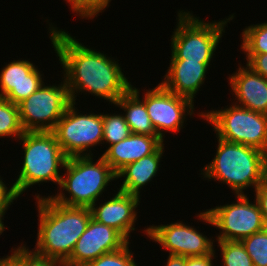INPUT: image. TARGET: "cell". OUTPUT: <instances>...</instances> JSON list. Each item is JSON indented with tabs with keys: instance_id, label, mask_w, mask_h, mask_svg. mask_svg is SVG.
I'll list each match as a JSON object with an SVG mask.
<instances>
[{
	"instance_id": "obj_24",
	"label": "cell",
	"mask_w": 267,
	"mask_h": 266,
	"mask_svg": "<svg viewBox=\"0 0 267 266\" xmlns=\"http://www.w3.org/2000/svg\"><path fill=\"white\" fill-rule=\"evenodd\" d=\"M220 248L222 266H254L241 241L215 240Z\"/></svg>"
},
{
	"instance_id": "obj_36",
	"label": "cell",
	"mask_w": 267,
	"mask_h": 266,
	"mask_svg": "<svg viewBox=\"0 0 267 266\" xmlns=\"http://www.w3.org/2000/svg\"><path fill=\"white\" fill-rule=\"evenodd\" d=\"M66 1V3H69L68 6H71L69 8H71L72 12H75V0H64Z\"/></svg>"
},
{
	"instance_id": "obj_34",
	"label": "cell",
	"mask_w": 267,
	"mask_h": 266,
	"mask_svg": "<svg viewBox=\"0 0 267 266\" xmlns=\"http://www.w3.org/2000/svg\"><path fill=\"white\" fill-rule=\"evenodd\" d=\"M0 266H20L18 260L11 254L0 258Z\"/></svg>"
},
{
	"instance_id": "obj_12",
	"label": "cell",
	"mask_w": 267,
	"mask_h": 266,
	"mask_svg": "<svg viewBox=\"0 0 267 266\" xmlns=\"http://www.w3.org/2000/svg\"><path fill=\"white\" fill-rule=\"evenodd\" d=\"M144 234L170 255L183 257L204 256L214 252V239L208 238L194 226L183 221L170 224H152L143 229Z\"/></svg>"
},
{
	"instance_id": "obj_4",
	"label": "cell",
	"mask_w": 267,
	"mask_h": 266,
	"mask_svg": "<svg viewBox=\"0 0 267 266\" xmlns=\"http://www.w3.org/2000/svg\"><path fill=\"white\" fill-rule=\"evenodd\" d=\"M98 158L95 162L93 155L67 158L63 167V172L66 171L58 188L59 193L48 197L69 207L90 208L99 201V197L107 191L109 183L117 180V175L102 156Z\"/></svg>"
},
{
	"instance_id": "obj_1",
	"label": "cell",
	"mask_w": 267,
	"mask_h": 266,
	"mask_svg": "<svg viewBox=\"0 0 267 266\" xmlns=\"http://www.w3.org/2000/svg\"><path fill=\"white\" fill-rule=\"evenodd\" d=\"M58 29L49 23V38L63 68L61 74L71 102L77 103V95L84 92L114 105L132 86L119 60L85 46L66 30Z\"/></svg>"
},
{
	"instance_id": "obj_20",
	"label": "cell",
	"mask_w": 267,
	"mask_h": 266,
	"mask_svg": "<svg viewBox=\"0 0 267 266\" xmlns=\"http://www.w3.org/2000/svg\"><path fill=\"white\" fill-rule=\"evenodd\" d=\"M139 94L140 89L132 85L114 105L124 110L123 116L129 125L131 133L158 136L151 123L146 105Z\"/></svg>"
},
{
	"instance_id": "obj_14",
	"label": "cell",
	"mask_w": 267,
	"mask_h": 266,
	"mask_svg": "<svg viewBox=\"0 0 267 266\" xmlns=\"http://www.w3.org/2000/svg\"><path fill=\"white\" fill-rule=\"evenodd\" d=\"M29 60H13L0 72V97L13 104L28 98L44 83V74Z\"/></svg>"
},
{
	"instance_id": "obj_15",
	"label": "cell",
	"mask_w": 267,
	"mask_h": 266,
	"mask_svg": "<svg viewBox=\"0 0 267 266\" xmlns=\"http://www.w3.org/2000/svg\"><path fill=\"white\" fill-rule=\"evenodd\" d=\"M114 194L110 200H104L99 206L97 202L94 203L90 207L91 216L95 221L115 228L130 241L131 232L136 229V209L140 206L141 198L119 190Z\"/></svg>"
},
{
	"instance_id": "obj_26",
	"label": "cell",
	"mask_w": 267,
	"mask_h": 266,
	"mask_svg": "<svg viewBox=\"0 0 267 266\" xmlns=\"http://www.w3.org/2000/svg\"><path fill=\"white\" fill-rule=\"evenodd\" d=\"M13 250V251H12ZM11 254L18 260L20 266H65L64 262L47 258L29 249L22 243L11 249Z\"/></svg>"
},
{
	"instance_id": "obj_7",
	"label": "cell",
	"mask_w": 267,
	"mask_h": 266,
	"mask_svg": "<svg viewBox=\"0 0 267 266\" xmlns=\"http://www.w3.org/2000/svg\"><path fill=\"white\" fill-rule=\"evenodd\" d=\"M231 104L224 109L197 114L211 124L216 138L254 147L267 154V114Z\"/></svg>"
},
{
	"instance_id": "obj_22",
	"label": "cell",
	"mask_w": 267,
	"mask_h": 266,
	"mask_svg": "<svg viewBox=\"0 0 267 266\" xmlns=\"http://www.w3.org/2000/svg\"><path fill=\"white\" fill-rule=\"evenodd\" d=\"M241 39L240 48L244 54H267V22L247 26Z\"/></svg>"
},
{
	"instance_id": "obj_35",
	"label": "cell",
	"mask_w": 267,
	"mask_h": 266,
	"mask_svg": "<svg viewBox=\"0 0 267 266\" xmlns=\"http://www.w3.org/2000/svg\"><path fill=\"white\" fill-rule=\"evenodd\" d=\"M8 209H0V235H2V233L5 231V229H7L4 225V215H6L5 213H7Z\"/></svg>"
},
{
	"instance_id": "obj_32",
	"label": "cell",
	"mask_w": 267,
	"mask_h": 266,
	"mask_svg": "<svg viewBox=\"0 0 267 266\" xmlns=\"http://www.w3.org/2000/svg\"><path fill=\"white\" fill-rule=\"evenodd\" d=\"M216 249L211 254L204 256L185 257V266H215L213 259H216Z\"/></svg>"
},
{
	"instance_id": "obj_31",
	"label": "cell",
	"mask_w": 267,
	"mask_h": 266,
	"mask_svg": "<svg viewBox=\"0 0 267 266\" xmlns=\"http://www.w3.org/2000/svg\"><path fill=\"white\" fill-rule=\"evenodd\" d=\"M255 199L263 214L265 224L267 226V178L256 188Z\"/></svg>"
},
{
	"instance_id": "obj_25",
	"label": "cell",
	"mask_w": 267,
	"mask_h": 266,
	"mask_svg": "<svg viewBox=\"0 0 267 266\" xmlns=\"http://www.w3.org/2000/svg\"><path fill=\"white\" fill-rule=\"evenodd\" d=\"M254 266H267V227L241 240Z\"/></svg>"
},
{
	"instance_id": "obj_8",
	"label": "cell",
	"mask_w": 267,
	"mask_h": 266,
	"mask_svg": "<svg viewBox=\"0 0 267 266\" xmlns=\"http://www.w3.org/2000/svg\"><path fill=\"white\" fill-rule=\"evenodd\" d=\"M235 197L238 200L233 203L218 205L196 214L199 221L221 230L215 236L216 240L241 241L267 227L256 199L251 202L247 194Z\"/></svg>"
},
{
	"instance_id": "obj_6",
	"label": "cell",
	"mask_w": 267,
	"mask_h": 266,
	"mask_svg": "<svg viewBox=\"0 0 267 266\" xmlns=\"http://www.w3.org/2000/svg\"><path fill=\"white\" fill-rule=\"evenodd\" d=\"M190 12L181 9L177 12L176 28L170 40V59L211 62L225 33V27L235 16L231 14L220 21L206 22Z\"/></svg>"
},
{
	"instance_id": "obj_23",
	"label": "cell",
	"mask_w": 267,
	"mask_h": 266,
	"mask_svg": "<svg viewBox=\"0 0 267 266\" xmlns=\"http://www.w3.org/2000/svg\"><path fill=\"white\" fill-rule=\"evenodd\" d=\"M103 140L102 144L108 146L118 143L127 138L130 134V128L125 118L121 113H106L103 112Z\"/></svg>"
},
{
	"instance_id": "obj_21",
	"label": "cell",
	"mask_w": 267,
	"mask_h": 266,
	"mask_svg": "<svg viewBox=\"0 0 267 266\" xmlns=\"http://www.w3.org/2000/svg\"><path fill=\"white\" fill-rule=\"evenodd\" d=\"M24 132L17 104L0 97V138L14 137L18 140Z\"/></svg>"
},
{
	"instance_id": "obj_28",
	"label": "cell",
	"mask_w": 267,
	"mask_h": 266,
	"mask_svg": "<svg viewBox=\"0 0 267 266\" xmlns=\"http://www.w3.org/2000/svg\"><path fill=\"white\" fill-rule=\"evenodd\" d=\"M111 0H75V13L80 18L92 20L109 7Z\"/></svg>"
},
{
	"instance_id": "obj_33",
	"label": "cell",
	"mask_w": 267,
	"mask_h": 266,
	"mask_svg": "<svg viewBox=\"0 0 267 266\" xmlns=\"http://www.w3.org/2000/svg\"><path fill=\"white\" fill-rule=\"evenodd\" d=\"M165 266H185V257L169 254Z\"/></svg>"
},
{
	"instance_id": "obj_9",
	"label": "cell",
	"mask_w": 267,
	"mask_h": 266,
	"mask_svg": "<svg viewBox=\"0 0 267 266\" xmlns=\"http://www.w3.org/2000/svg\"><path fill=\"white\" fill-rule=\"evenodd\" d=\"M76 104L71 102L68 105L52 131L67 158L92 156L91 148L100 146L103 140L102 113H80Z\"/></svg>"
},
{
	"instance_id": "obj_18",
	"label": "cell",
	"mask_w": 267,
	"mask_h": 266,
	"mask_svg": "<svg viewBox=\"0 0 267 266\" xmlns=\"http://www.w3.org/2000/svg\"><path fill=\"white\" fill-rule=\"evenodd\" d=\"M163 143L159 136L131 133L127 138L106 148L101 156L117 174L127 164L154 153Z\"/></svg>"
},
{
	"instance_id": "obj_13",
	"label": "cell",
	"mask_w": 267,
	"mask_h": 266,
	"mask_svg": "<svg viewBox=\"0 0 267 266\" xmlns=\"http://www.w3.org/2000/svg\"><path fill=\"white\" fill-rule=\"evenodd\" d=\"M129 241L115 228L90 219L65 266H85L101 255L123 248Z\"/></svg>"
},
{
	"instance_id": "obj_17",
	"label": "cell",
	"mask_w": 267,
	"mask_h": 266,
	"mask_svg": "<svg viewBox=\"0 0 267 266\" xmlns=\"http://www.w3.org/2000/svg\"><path fill=\"white\" fill-rule=\"evenodd\" d=\"M169 64L160 84L168 91L195 102L194 98L207 78L211 62L170 60Z\"/></svg>"
},
{
	"instance_id": "obj_29",
	"label": "cell",
	"mask_w": 267,
	"mask_h": 266,
	"mask_svg": "<svg viewBox=\"0 0 267 266\" xmlns=\"http://www.w3.org/2000/svg\"><path fill=\"white\" fill-rule=\"evenodd\" d=\"M246 65L254 72L267 78V54H244Z\"/></svg>"
},
{
	"instance_id": "obj_30",
	"label": "cell",
	"mask_w": 267,
	"mask_h": 266,
	"mask_svg": "<svg viewBox=\"0 0 267 266\" xmlns=\"http://www.w3.org/2000/svg\"><path fill=\"white\" fill-rule=\"evenodd\" d=\"M0 176V209H9L13 202L19 197L13 183L12 186L7 187L8 183L3 182Z\"/></svg>"
},
{
	"instance_id": "obj_16",
	"label": "cell",
	"mask_w": 267,
	"mask_h": 266,
	"mask_svg": "<svg viewBox=\"0 0 267 266\" xmlns=\"http://www.w3.org/2000/svg\"><path fill=\"white\" fill-rule=\"evenodd\" d=\"M228 79L230 90L236 97L234 104L267 114V78L239 63L238 70L229 75Z\"/></svg>"
},
{
	"instance_id": "obj_19",
	"label": "cell",
	"mask_w": 267,
	"mask_h": 266,
	"mask_svg": "<svg viewBox=\"0 0 267 266\" xmlns=\"http://www.w3.org/2000/svg\"><path fill=\"white\" fill-rule=\"evenodd\" d=\"M164 143L152 154L141 158L138 161L127 164L116 175L117 179L123 177L119 191L141 197V189L156 177L160 161L165 152Z\"/></svg>"
},
{
	"instance_id": "obj_27",
	"label": "cell",
	"mask_w": 267,
	"mask_h": 266,
	"mask_svg": "<svg viewBox=\"0 0 267 266\" xmlns=\"http://www.w3.org/2000/svg\"><path fill=\"white\" fill-rule=\"evenodd\" d=\"M131 242L123 248L101 255L97 259L87 263L85 266H138L134 260V253L129 249Z\"/></svg>"
},
{
	"instance_id": "obj_5",
	"label": "cell",
	"mask_w": 267,
	"mask_h": 266,
	"mask_svg": "<svg viewBox=\"0 0 267 266\" xmlns=\"http://www.w3.org/2000/svg\"><path fill=\"white\" fill-rule=\"evenodd\" d=\"M19 140V144L23 142L21 145L24 156L22 168L13 183L19 197L33 185L40 186L43 182L56 183L59 188L63 174L60 170L63 169L67 157L55 134L52 131L24 132Z\"/></svg>"
},
{
	"instance_id": "obj_11",
	"label": "cell",
	"mask_w": 267,
	"mask_h": 266,
	"mask_svg": "<svg viewBox=\"0 0 267 266\" xmlns=\"http://www.w3.org/2000/svg\"><path fill=\"white\" fill-rule=\"evenodd\" d=\"M144 101L148 115L157 135L164 141L165 133L174 134L182 130L186 116L194 115V102L165 89L160 83L153 89L145 90ZM165 130V131H164Z\"/></svg>"
},
{
	"instance_id": "obj_2",
	"label": "cell",
	"mask_w": 267,
	"mask_h": 266,
	"mask_svg": "<svg viewBox=\"0 0 267 266\" xmlns=\"http://www.w3.org/2000/svg\"><path fill=\"white\" fill-rule=\"evenodd\" d=\"M35 196L39 227L33 251L65 262L92 218L90 208L64 206L39 193Z\"/></svg>"
},
{
	"instance_id": "obj_10",
	"label": "cell",
	"mask_w": 267,
	"mask_h": 266,
	"mask_svg": "<svg viewBox=\"0 0 267 266\" xmlns=\"http://www.w3.org/2000/svg\"><path fill=\"white\" fill-rule=\"evenodd\" d=\"M59 84H47L17 104L20 122L25 132L53 131L71 103L62 77Z\"/></svg>"
},
{
	"instance_id": "obj_3",
	"label": "cell",
	"mask_w": 267,
	"mask_h": 266,
	"mask_svg": "<svg viewBox=\"0 0 267 266\" xmlns=\"http://www.w3.org/2000/svg\"><path fill=\"white\" fill-rule=\"evenodd\" d=\"M214 158L199 170L201 177L228 185L235 195L256 188L267 178V154L257 148L217 138Z\"/></svg>"
}]
</instances>
